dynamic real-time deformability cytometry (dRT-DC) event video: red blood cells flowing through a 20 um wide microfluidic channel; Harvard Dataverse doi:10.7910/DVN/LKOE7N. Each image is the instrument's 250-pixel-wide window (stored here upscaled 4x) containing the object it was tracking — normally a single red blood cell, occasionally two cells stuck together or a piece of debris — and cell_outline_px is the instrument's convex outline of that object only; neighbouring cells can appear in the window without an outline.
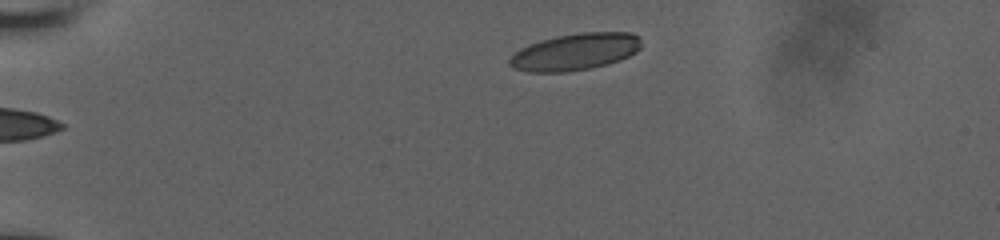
{"species": "human", "species_latin": "Homo sapiens", "temperature_condition": "room temperature", "stored_images_in_passage": 39, "camera_frame_rate_fps": 3000, "um_per_image_px": 0.085, "donor": {"sex": "male"}, "frame": {"image": 1, "passage_image": 1, "time_ms": 0.0, "image_size_px": [1000, 240], "cell_outline_px": [[640, 48], [636, 52], [620, 60], [592, 68], [568, 72], [528, 72], [512, 68], [508, 64], [508, 60], [520, 48], [528, 44], [556, 36], [580, 32], [632, 32], [640, 36]], "centroid_in_image_um": [48.88, 4.4], "position_along_channel_um": 36.1, "area_um2": 28.5}}
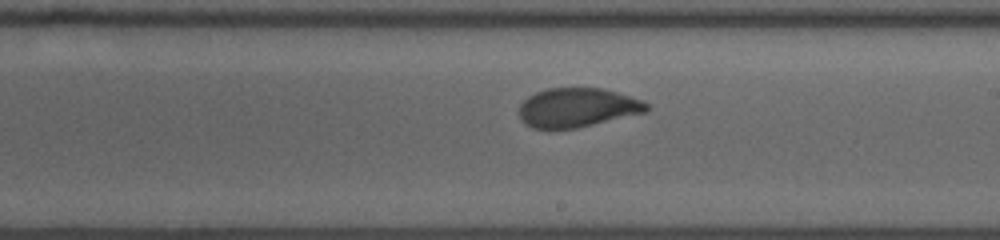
{"frame": {"image": 2, "passage_image": 22, "time_ms": 7.0, "image_size_px": [1000, 240], "cell_outline_px": [[648, 108], [644, 112], [576, 128], [532, 128], [524, 124], [520, 120], [520, 104], [528, 96], [536, 92], [548, 88], [604, 88], [640, 100], [648, 104]], "centroid_in_image_um": [49.01, 9.14], "position_along_channel_um": 240.0, "area_um2": 28.67}}
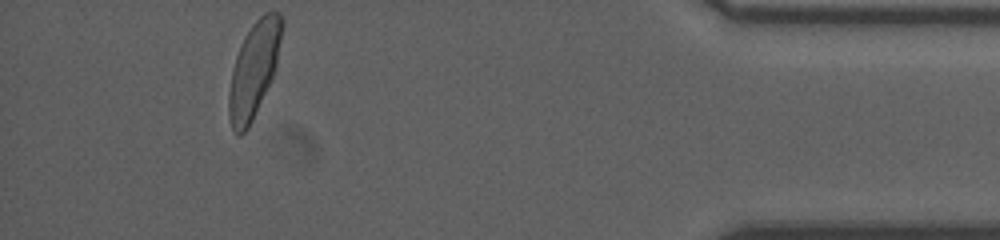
{"frame": {"image": 3, "passage_image": 39, "time_ms": 12.667, "image_size_px": [1000, 240], "cell_outline_px": [[284, 24], [276, 64], [272, 76], [252, 120], [248, 128], [240, 136], [236, 136], [232, 128], [228, 116], [228, 96], [232, 68], [240, 44], [244, 36], [252, 24], [264, 12], [280, 12], [284, 20]], "centroid_in_image_um": [21.56, 5.89], "position_along_channel_um": 413.6, "area_um2": 29.3}, "authors_computed_cell_mechanics": {"area_um2": 29.6514, "velocity_mm_per_s": 3.9431, "shape_relaxation_time_tau1_ms": 6.6066, "shape_relaxation_time_tau2_ms": 0.7908, "deformation_change_tau1": 0.2116, "deformation_change_tau2": 0.0662}}